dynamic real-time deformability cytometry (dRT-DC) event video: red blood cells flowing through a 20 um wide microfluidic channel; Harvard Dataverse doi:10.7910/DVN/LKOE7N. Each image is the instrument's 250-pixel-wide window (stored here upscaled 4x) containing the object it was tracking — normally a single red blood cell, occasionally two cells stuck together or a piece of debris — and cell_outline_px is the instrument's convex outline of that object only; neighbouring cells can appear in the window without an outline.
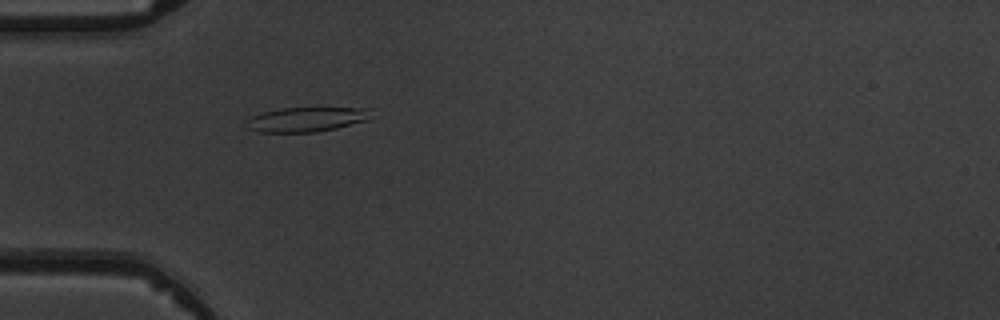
{"species": "common noctule bat (a hibernating species)", "species_latin": "Nyctalus noctula", "temperature_condition": "warm", "stored_images_in_passage": 4, "camera_frame_rate_fps": 3000, "um_per_image_px": 0.085, "animal": {"sex": "male", "body_mass_g": 19.5, "forearm_length_mm": 54.6}, "frame": {"image": 1, "passage_image": 4, "time_ms": 3.333, "image_size_px": [1000, 320], "cell_outline_px": [[372, 108], [368, 120], [336, 128], [316, 132], [260, 132], [248, 128], [244, 120], [252, 116], [264, 112], [280, 108]], "centroid_in_image_um": [26.03, 10.15], "position_along_channel_um": 59.0, "area_um2": 17.8}}